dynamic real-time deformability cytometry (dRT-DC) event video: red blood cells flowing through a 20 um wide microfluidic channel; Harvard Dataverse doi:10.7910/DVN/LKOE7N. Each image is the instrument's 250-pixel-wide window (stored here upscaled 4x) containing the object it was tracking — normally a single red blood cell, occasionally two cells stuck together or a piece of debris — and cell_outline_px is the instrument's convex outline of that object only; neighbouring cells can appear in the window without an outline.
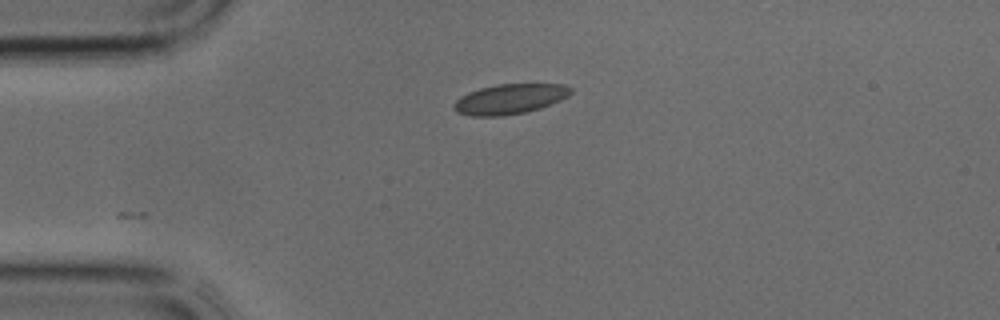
{"species": "common noctule bat (a hibernating species)", "species_latin": "Nyctalus noctula", "temperature_condition": "cold", "stored_images_in_passage": 13, "camera_frame_rate_fps": 3000, "um_per_image_px": 0.085, "animal": {"sex": "male", "body_mass_g": 17.9, "forearm_length_mm": 54.2}, "frame": {"image": 1, "passage_image": 1, "time_ms": 0.0, "image_size_px": [1000, 320], "cell_outline_px": [[572, 92], [568, 96], [560, 100], [540, 108], [524, 112], [500, 116], [468, 116], [456, 112], [452, 108], [452, 104], [460, 96], [468, 92], [480, 88], [496, 84], [564, 84], [572, 88]], "centroid_in_image_um": [43.29, 8.41], "position_along_channel_um": 41.7, "area_um2": 20.58}}
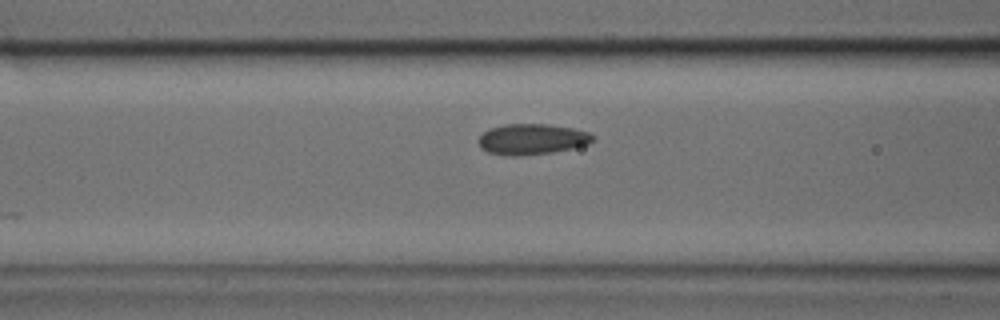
{"frame": {"image": 2, "passage_image": 7, "time_ms": 2.0, "image_size_px": [1000, 320], "cell_outline_px": [[596, 140], [588, 144], [572, 148], [552, 152], [516, 156], [508, 156], [488, 152], [480, 148], [476, 140], [488, 128], [504, 124], [548, 124], [572, 128], [588, 132], [596, 136]], "centroid_in_image_um": [45.2, 11.83], "position_along_channel_um": 121.4, "area_um2": 20.69}}
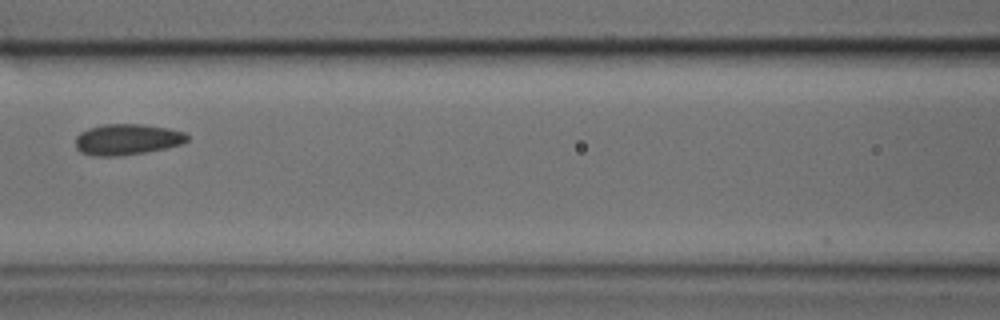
{"frame": {"image": 3, "passage_image": 9, "time_ms": 2.667, "image_size_px": [1000, 320], "cell_outline_px": [[188, 140], [184, 144], [144, 152], [120, 156], [92, 156], [80, 152], [76, 148], [76, 136], [80, 132], [88, 128], [104, 124], [144, 124], [168, 128], [184, 132], [188, 136]], "centroid_in_image_um": [10.79, 11.85], "position_along_channel_um": 155.8, "area_um2": 20.29}}